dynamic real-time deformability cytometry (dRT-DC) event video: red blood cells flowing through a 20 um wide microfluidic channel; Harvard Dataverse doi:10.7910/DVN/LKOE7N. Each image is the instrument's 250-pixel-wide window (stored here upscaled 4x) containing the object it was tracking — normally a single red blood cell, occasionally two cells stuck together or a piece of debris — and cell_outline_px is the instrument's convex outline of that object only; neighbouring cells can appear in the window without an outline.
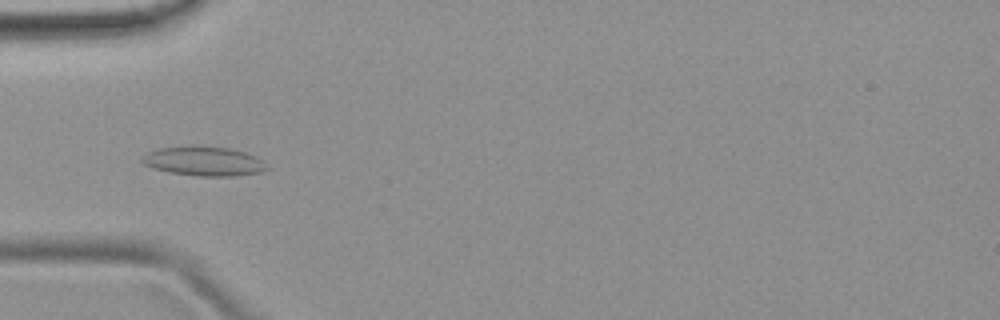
{"species": "common noctule bat (a hibernating species)", "species_latin": "Nyctalus noctula", "temperature_condition": "room temperature", "stored_images_in_passage": 52, "camera_frame_rate_fps": 3000, "um_per_image_px": 0.085, "animal": {"sex": "female", "body_mass_g": 19.9}, "frame": {"image": 1, "passage_image": 17, "time_ms": 5.333, "image_size_px": [1000, 320], "cell_outline_px": [[268, 168], [260, 172], [232, 176], [196, 176], [168, 172], [152, 168], [144, 164], [140, 160], [140, 156], [144, 152], [156, 148], [192, 144], [232, 148], [256, 156], [264, 160]], "centroid_in_image_um": [17.25, 13.67], "position_along_channel_um": 67.7, "area_um2": 22.08}}
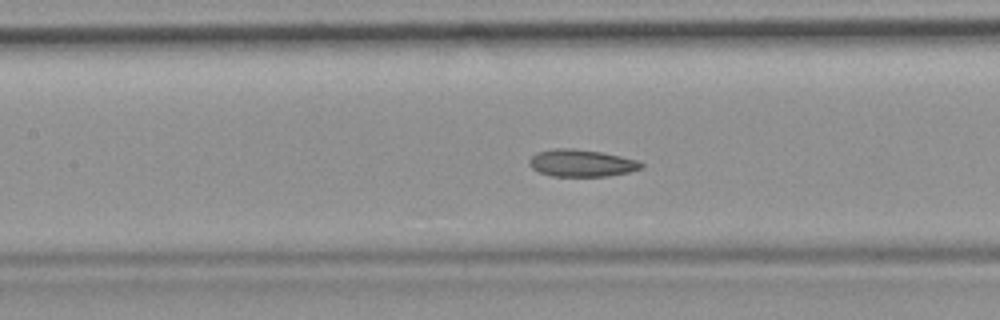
{"frame": {"image": 2, "passage_image": 24, "time_ms": 7.667, "image_size_px": [1000, 320], "cell_outline_px": [[644, 168], [628, 172], [608, 176], [552, 176], [540, 172], [532, 168], [528, 164], [528, 160], [536, 152], [556, 148], [572, 148], [600, 152], [620, 156], [636, 160], [644, 164]], "centroid_in_image_um": [49.41, 13.86], "position_along_channel_um": 158.0, "area_um2": 17.69}}
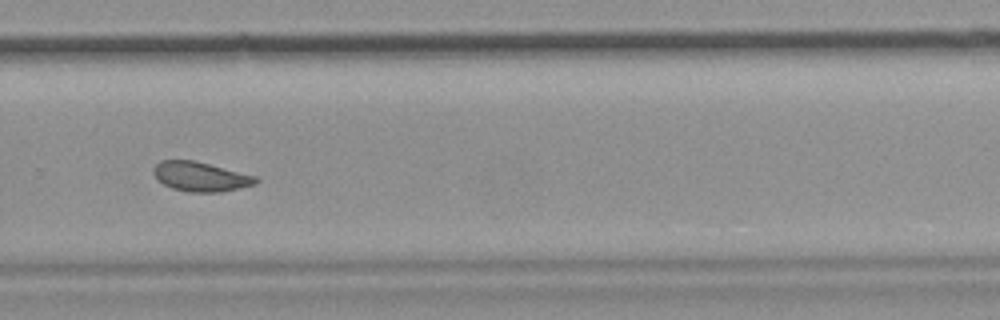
{"frame": {"image": 3, "passage_image": 36, "time_ms": 11.667, "image_size_px": [1000, 320], "cell_outline_px": [[260, 180], [256, 184], [220, 192], [188, 192], [172, 188], [164, 184], [152, 172], [152, 168], [160, 160], [192, 160], [260, 176]], "centroid_in_image_um": [17.09, 15.01], "position_along_channel_um": 312.7, "area_um2": 17.69}, "authors_computed_cell_mechanics": {"area_um2": 18.785, "velocity_mm_per_s": 3.888, "shape_relaxation_time_tau1_ms": 10.098, "shape_relaxation_time_tau2_ms": 1.6178, "deformation_change_tau1": 0.1581, "deformation_change_tau2": 0.064}}